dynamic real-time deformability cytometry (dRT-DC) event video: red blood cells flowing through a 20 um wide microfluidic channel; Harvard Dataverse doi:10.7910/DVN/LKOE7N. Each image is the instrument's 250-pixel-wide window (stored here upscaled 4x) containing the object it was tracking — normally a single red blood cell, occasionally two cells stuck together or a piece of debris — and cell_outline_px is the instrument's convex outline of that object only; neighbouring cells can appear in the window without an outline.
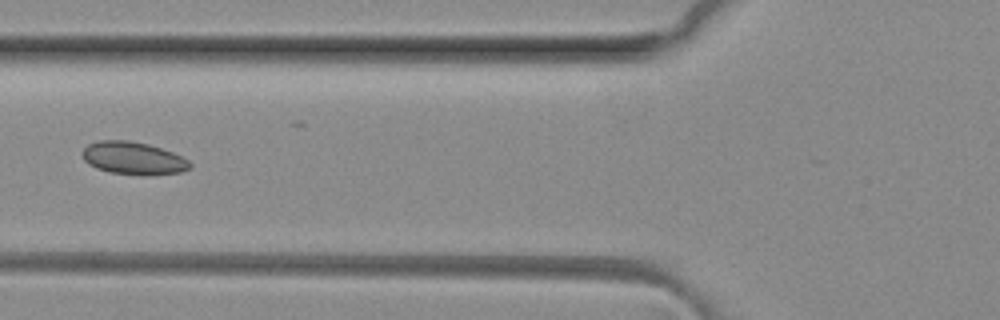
{"species": "common noctule bat (a hibernating species)", "species_latin": "Nyctalus noctula", "temperature_condition": "room temperature", "stored_images_in_passage": 7, "camera_frame_rate_fps": 3000, "um_per_image_px": 0.085, "animal": {"sex": "female", "body_mass_g": 29.2, "forearm_length_mm": 56.3}, "frame": {"image": 1, "passage_image": 6, "time_ms": 1.667, "image_size_px": [1000, 320], "cell_outline_px": [[192, 168], [180, 172], [112, 172], [96, 168], [88, 164], [84, 160], [84, 148], [88, 144], [100, 140], [128, 140], [148, 144], [172, 152], [188, 160], [192, 164]], "centroid_in_image_um": [11.3, 13.39], "position_along_channel_um": 114.5, "area_um2": 19.42}}
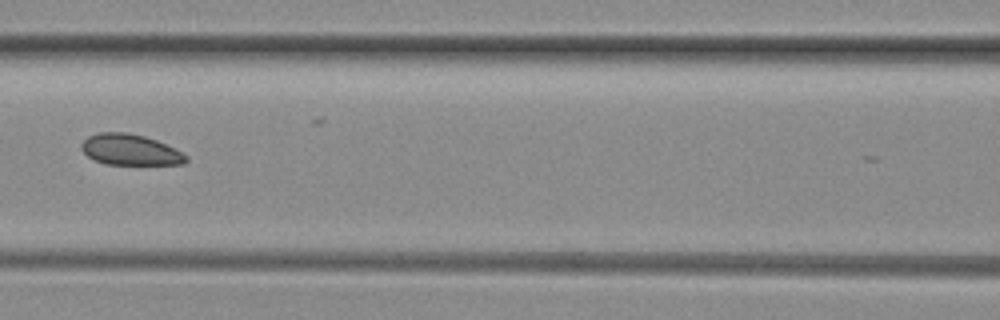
{"frame": {"image": 2, "passage_image": 7, "time_ms": 2.0, "image_size_px": [1000, 320], "cell_outline_px": [[188, 160], [184, 164], [104, 164], [88, 156], [80, 148], [80, 144], [88, 136], [100, 132], [128, 132], [144, 136], [156, 140], [176, 148], [188, 156]], "centroid_in_image_um": [11.08, 12.72], "position_along_channel_um": 155.5, "area_um2": 18.9}}